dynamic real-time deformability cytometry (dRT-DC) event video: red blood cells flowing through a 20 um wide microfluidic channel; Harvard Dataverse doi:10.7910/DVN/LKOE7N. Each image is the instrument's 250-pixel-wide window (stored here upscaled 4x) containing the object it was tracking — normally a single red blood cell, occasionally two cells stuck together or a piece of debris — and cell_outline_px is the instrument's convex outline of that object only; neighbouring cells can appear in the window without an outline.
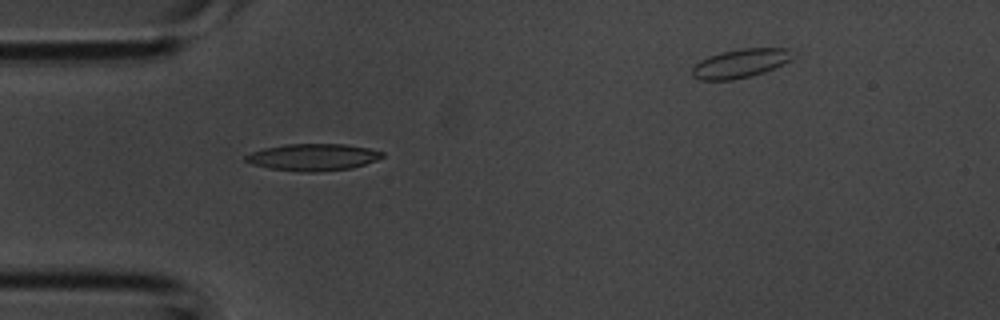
{"species": "common noctule bat (a hibernating species)", "species_latin": "Nyctalus noctula", "temperature_condition": "room temperature", "stored_images_in_passage": 6, "segment_of_instrument_passage": [1, 2], "camera_frame_rate_fps": 3000, "um_per_image_px": 0.085, "animal": {"sex": "male", "body_mass_g": 20.1, "forearm_length_mm": 53.5}, "frame": {"image": 1, "passage_image": 5, "time_ms": 1.333, "image_size_px": [1000, 320], "cell_outline_px": [[384, 156], [376, 160], [352, 168], [316, 172], [304, 172], [268, 168], [252, 164], [244, 160], [244, 156], [252, 152], [264, 148], [284, 144], [344, 144], [368, 148], [384, 152]], "centroid_in_image_um": [26.59, 13.36], "position_along_channel_um": 58.4, "area_um2": 21.39}}